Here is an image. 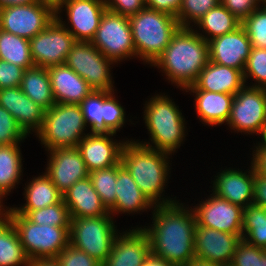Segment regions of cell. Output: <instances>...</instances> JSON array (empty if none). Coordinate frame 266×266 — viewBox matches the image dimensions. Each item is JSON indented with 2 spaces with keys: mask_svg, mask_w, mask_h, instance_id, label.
Instances as JSON below:
<instances>
[{
  "mask_svg": "<svg viewBox=\"0 0 266 266\" xmlns=\"http://www.w3.org/2000/svg\"><path fill=\"white\" fill-rule=\"evenodd\" d=\"M209 61L208 41L191 28L180 27L153 64L164 69L171 81L186 89L196 82Z\"/></svg>",
  "mask_w": 266,
  "mask_h": 266,
  "instance_id": "obj_2",
  "label": "cell"
},
{
  "mask_svg": "<svg viewBox=\"0 0 266 266\" xmlns=\"http://www.w3.org/2000/svg\"><path fill=\"white\" fill-rule=\"evenodd\" d=\"M158 204L154 226L143 229L149 237L151 254L174 266H186L195 258V215L171 199Z\"/></svg>",
  "mask_w": 266,
  "mask_h": 266,
  "instance_id": "obj_1",
  "label": "cell"
},
{
  "mask_svg": "<svg viewBox=\"0 0 266 266\" xmlns=\"http://www.w3.org/2000/svg\"><path fill=\"white\" fill-rule=\"evenodd\" d=\"M17 214L26 216L31 222L39 225H52L55 227H70L68 207L63 199L54 205L38 210H14Z\"/></svg>",
  "mask_w": 266,
  "mask_h": 266,
  "instance_id": "obj_35",
  "label": "cell"
},
{
  "mask_svg": "<svg viewBox=\"0 0 266 266\" xmlns=\"http://www.w3.org/2000/svg\"><path fill=\"white\" fill-rule=\"evenodd\" d=\"M112 94L107 91L91 92L81 103L82 112L86 124L89 122L92 132L105 133L103 119V102Z\"/></svg>",
  "mask_w": 266,
  "mask_h": 266,
  "instance_id": "obj_37",
  "label": "cell"
},
{
  "mask_svg": "<svg viewBox=\"0 0 266 266\" xmlns=\"http://www.w3.org/2000/svg\"><path fill=\"white\" fill-rule=\"evenodd\" d=\"M151 145L129 141L122 149L121 163L152 204L158 203L167 180V156ZM166 179V180H165ZM156 201V202H155Z\"/></svg>",
  "mask_w": 266,
  "mask_h": 266,
  "instance_id": "obj_3",
  "label": "cell"
},
{
  "mask_svg": "<svg viewBox=\"0 0 266 266\" xmlns=\"http://www.w3.org/2000/svg\"><path fill=\"white\" fill-rule=\"evenodd\" d=\"M255 152L251 166H253L256 174L266 177V142L264 140Z\"/></svg>",
  "mask_w": 266,
  "mask_h": 266,
  "instance_id": "obj_50",
  "label": "cell"
},
{
  "mask_svg": "<svg viewBox=\"0 0 266 266\" xmlns=\"http://www.w3.org/2000/svg\"><path fill=\"white\" fill-rule=\"evenodd\" d=\"M103 0L107 10L124 16H132L146 7L145 0Z\"/></svg>",
  "mask_w": 266,
  "mask_h": 266,
  "instance_id": "obj_46",
  "label": "cell"
},
{
  "mask_svg": "<svg viewBox=\"0 0 266 266\" xmlns=\"http://www.w3.org/2000/svg\"><path fill=\"white\" fill-rule=\"evenodd\" d=\"M248 74L259 84L261 83L254 87L266 88V49L251 47L250 55L243 72L244 81L249 76Z\"/></svg>",
  "mask_w": 266,
  "mask_h": 266,
  "instance_id": "obj_40",
  "label": "cell"
},
{
  "mask_svg": "<svg viewBox=\"0 0 266 266\" xmlns=\"http://www.w3.org/2000/svg\"><path fill=\"white\" fill-rule=\"evenodd\" d=\"M209 60L244 72L251 51V42L242 26L208 41Z\"/></svg>",
  "mask_w": 266,
  "mask_h": 266,
  "instance_id": "obj_17",
  "label": "cell"
},
{
  "mask_svg": "<svg viewBox=\"0 0 266 266\" xmlns=\"http://www.w3.org/2000/svg\"><path fill=\"white\" fill-rule=\"evenodd\" d=\"M241 240L242 234H231L196 225L195 258L220 265L230 264Z\"/></svg>",
  "mask_w": 266,
  "mask_h": 266,
  "instance_id": "obj_15",
  "label": "cell"
},
{
  "mask_svg": "<svg viewBox=\"0 0 266 266\" xmlns=\"http://www.w3.org/2000/svg\"><path fill=\"white\" fill-rule=\"evenodd\" d=\"M244 83L241 70L209 61L199 73L196 82L186 89L235 95L245 86Z\"/></svg>",
  "mask_w": 266,
  "mask_h": 266,
  "instance_id": "obj_24",
  "label": "cell"
},
{
  "mask_svg": "<svg viewBox=\"0 0 266 266\" xmlns=\"http://www.w3.org/2000/svg\"><path fill=\"white\" fill-rule=\"evenodd\" d=\"M262 139L266 142V133H265V136Z\"/></svg>",
  "mask_w": 266,
  "mask_h": 266,
  "instance_id": "obj_58",
  "label": "cell"
},
{
  "mask_svg": "<svg viewBox=\"0 0 266 266\" xmlns=\"http://www.w3.org/2000/svg\"><path fill=\"white\" fill-rule=\"evenodd\" d=\"M56 18V9L37 0L31 4L0 8V29L27 40L43 31Z\"/></svg>",
  "mask_w": 266,
  "mask_h": 266,
  "instance_id": "obj_9",
  "label": "cell"
},
{
  "mask_svg": "<svg viewBox=\"0 0 266 266\" xmlns=\"http://www.w3.org/2000/svg\"><path fill=\"white\" fill-rule=\"evenodd\" d=\"M259 9L243 19L241 26L248 35L252 47L266 49V6Z\"/></svg>",
  "mask_w": 266,
  "mask_h": 266,
  "instance_id": "obj_38",
  "label": "cell"
},
{
  "mask_svg": "<svg viewBox=\"0 0 266 266\" xmlns=\"http://www.w3.org/2000/svg\"><path fill=\"white\" fill-rule=\"evenodd\" d=\"M243 207L218 196L211 197L193 211L196 224L202 227L242 234Z\"/></svg>",
  "mask_w": 266,
  "mask_h": 266,
  "instance_id": "obj_14",
  "label": "cell"
},
{
  "mask_svg": "<svg viewBox=\"0 0 266 266\" xmlns=\"http://www.w3.org/2000/svg\"><path fill=\"white\" fill-rule=\"evenodd\" d=\"M107 58L91 42L76 41L66 57L65 65L74 70L95 91L112 92L110 64Z\"/></svg>",
  "mask_w": 266,
  "mask_h": 266,
  "instance_id": "obj_11",
  "label": "cell"
},
{
  "mask_svg": "<svg viewBox=\"0 0 266 266\" xmlns=\"http://www.w3.org/2000/svg\"><path fill=\"white\" fill-rule=\"evenodd\" d=\"M55 103L80 104L93 89L65 64L47 67Z\"/></svg>",
  "mask_w": 266,
  "mask_h": 266,
  "instance_id": "obj_22",
  "label": "cell"
},
{
  "mask_svg": "<svg viewBox=\"0 0 266 266\" xmlns=\"http://www.w3.org/2000/svg\"><path fill=\"white\" fill-rule=\"evenodd\" d=\"M111 94L103 102V119L105 122V133H116L122 127L124 121V110Z\"/></svg>",
  "mask_w": 266,
  "mask_h": 266,
  "instance_id": "obj_42",
  "label": "cell"
},
{
  "mask_svg": "<svg viewBox=\"0 0 266 266\" xmlns=\"http://www.w3.org/2000/svg\"><path fill=\"white\" fill-rule=\"evenodd\" d=\"M0 60L18 65L25 70L34 66L29 40L0 29Z\"/></svg>",
  "mask_w": 266,
  "mask_h": 266,
  "instance_id": "obj_32",
  "label": "cell"
},
{
  "mask_svg": "<svg viewBox=\"0 0 266 266\" xmlns=\"http://www.w3.org/2000/svg\"><path fill=\"white\" fill-rule=\"evenodd\" d=\"M196 93V109L202 122L217 125L228 122L234 95L229 93L191 90Z\"/></svg>",
  "mask_w": 266,
  "mask_h": 266,
  "instance_id": "obj_27",
  "label": "cell"
},
{
  "mask_svg": "<svg viewBox=\"0 0 266 266\" xmlns=\"http://www.w3.org/2000/svg\"><path fill=\"white\" fill-rule=\"evenodd\" d=\"M136 55L154 63L179 30L178 20L167 13L144 7L129 16Z\"/></svg>",
  "mask_w": 266,
  "mask_h": 266,
  "instance_id": "obj_4",
  "label": "cell"
},
{
  "mask_svg": "<svg viewBox=\"0 0 266 266\" xmlns=\"http://www.w3.org/2000/svg\"><path fill=\"white\" fill-rule=\"evenodd\" d=\"M141 266H174V265L150 253Z\"/></svg>",
  "mask_w": 266,
  "mask_h": 266,
  "instance_id": "obj_51",
  "label": "cell"
},
{
  "mask_svg": "<svg viewBox=\"0 0 266 266\" xmlns=\"http://www.w3.org/2000/svg\"><path fill=\"white\" fill-rule=\"evenodd\" d=\"M29 266H60L56 258H39L30 261Z\"/></svg>",
  "mask_w": 266,
  "mask_h": 266,
  "instance_id": "obj_52",
  "label": "cell"
},
{
  "mask_svg": "<svg viewBox=\"0 0 266 266\" xmlns=\"http://www.w3.org/2000/svg\"><path fill=\"white\" fill-rule=\"evenodd\" d=\"M65 5L73 30H67L76 41L91 42L107 10L103 0H65L56 8V15Z\"/></svg>",
  "mask_w": 266,
  "mask_h": 266,
  "instance_id": "obj_18",
  "label": "cell"
},
{
  "mask_svg": "<svg viewBox=\"0 0 266 266\" xmlns=\"http://www.w3.org/2000/svg\"><path fill=\"white\" fill-rule=\"evenodd\" d=\"M95 191L109 210L116 202L117 165L89 172Z\"/></svg>",
  "mask_w": 266,
  "mask_h": 266,
  "instance_id": "obj_36",
  "label": "cell"
},
{
  "mask_svg": "<svg viewBox=\"0 0 266 266\" xmlns=\"http://www.w3.org/2000/svg\"><path fill=\"white\" fill-rule=\"evenodd\" d=\"M250 175L237 170H226L214 181V194L232 204L246 208L254 199V168ZM252 201H251V200ZM249 201V203H248ZM243 205V206H242Z\"/></svg>",
  "mask_w": 266,
  "mask_h": 266,
  "instance_id": "obj_25",
  "label": "cell"
},
{
  "mask_svg": "<svg viewBox=\"0 0 266 266\" xmlns=\"http://www.w3.org/2000/svg\"><path fill=\"white\" fill-rule=\"evenodd\" d=\"M260 266H266V249H260Z\"/></svg>",
  "mask_w": 266,
  "mask_h": 266,
  "instance_id": "obj_56",
  "label": "cell"
},
{
  "mask_svg": "<svg viewBox=\"0 0 266 266\" xmlns=\"http://www.w3.org/2000/svg\"><path fill=\"white\" fill-rule=\"evenodd\" d=\"M115 232L110 216L71 218L69 244L103 264L111 253Z\"/></svg>",
  "mask_w": 266,
  "mask_h": 266,
  "instance_id": "obj_8",
  "label": "cell"
},
{
  "mask_svg": "<svg viewBox=\"0 0 266 266\" xmlns=\"http://www.w3.org/2000/svg\"><path fill=\"white\" fill-rule=\"evenodd\" d=\"M151 253L150 242L143 228L116 235L112 250L102 266H141Z\"/></svg>",
  "mask_w": 266,
  "mask_h": 266,
  "instance_id": "obj_20",
  "label": "cell"
},
{
  "mask_svg": "<svg viewBox=\"0 0 266 266\" xmlns=\"http://www.w3.org/2000/svg\"><path fill=\"white\" fill-rule=\"evenodd\" d=\"M21 155L17 144L0 145V197L10 192L20 178Z\"/></svg>",
  "mask_w": 266,
  "mask_h": 266,
  "instance_id": "obj_33",
  "label": "cell"
},
{
  "mask_svg": "<svg viewBox=\"0 0 266 266\" xmlns=\"http://www.w3.org/2000/svg\"><path fill=\"white\" fill-rule=\"evenodd\" d=\"M0 204H1V197H0ZM1 207H2V205H0V217H4V216H6V212L5 213H3V212H1Z\"/></svg>",
  "mask_w": 266,
  "mask_h": 266,
  "instance_id": "obj_57",
  "label": "cell"
},
{
  "mask_svg": "<svg viewBox=\"0 0 266 266\" xmlns=\"http://www.w3.org/2000/svg\"><path fill=\"white\" fill-rule=\"evenodd\" d=\"M50 152L46 174L62 195L77 181L89 176V171L77 147L56 148Z\"/></svg>",
  "mask_w": 266,
  "mask_h": 266,
  "instance_id": "obj_16",
  "label": "cell"
},
{
  "mask_svg": "<svg viewBox=\"0 0 266 266\" xmlns=\"http://www.w3.org/2000/svg\"><path fill=\"white\" fill-rule=\"evenodd\" d=\"M186 266H222V265L218 263H213L211 261H205L198 258H194Z\"/></svg>",
  "mask_w": 266,
  "mask_h": 266,
  "instance_id": "obj_54",
  "label": "cell"
},
{
  "mask_svg": "<svg viewBox=\"0 0 266 266\" xmlns=\"http://www.w3.org/2000/svg\"><path fill=\"white\" fill-rule=\"evenodd\" d=\"M30 265L18 232L7 216L0 217V266Z\"/></svg>",
  "mask_w": 266,
  "mask_h": 266,
  "instance_id": "obj_29",
  "label": "cell"
},
{
  "mask_svg": "<svg viewBox=\"0 0 266 266\" xmlns=\"http://www.w3.org/2000/svg\"><path fill=\"white\" fill-rule=\"evenodd\" d=\"M60 266H102L93 257L72 245H68L57 256Z\"/></svg>",
  "mask_w": 266,
  "mask_h": 266,
  "instance_id": "obj_43",
  "label": "cell"
},
{
  "mask_svg": "<svg viewBox=\"0 0 266 266\" xmlns=\"http://www.w3.org/2000/svg\"><path fill=\"white\" fill-rule=\"evenodd\" d=\"M218 4H220V0H182L176 19L178 20L180 27H189V19L196 23L209 10Z\"/></svg>",
  "mask_w": 266,
  "mask_h": 266,
  "instance_id": "obj_39",
  "label": "cell"
},
{
  "mask_svg": "<svg viewBox=\"0 0 266 266\" xmlns=\"http://www.w3.org/2000/svg\"><path fill=\"white\" fill-rule=\"evenodd\" d=\"M181 3L182 0H145L147 8L167 13L175 18L179 12Z\"/></svg>",
  "mask_w": 266,
  "mask_h": 266,
  "instance_id": "obj_48",
  "label": "cell"
},
{
  "mask_svg": "<svg viewBox=\"0 0 266 266\" xmlns=\"http://www.w3.org/2000/svg\"><path fill=\"white\" fill-rule=\"evenodd\" d=\"M86 122L80 104L55 103L45 111L39 138L48 151L77 147ZM81 138V139H80Z\"/></svg>",
  "mask_w": 266,
  "mask_h": 266,
  "instance_id": "obj_6",
  "label": "cell"
},
{
  "mask_svg": "<svg viewBox=\"0 0 266 266\" xmlns=\"http://www.w3.org/2000/svg\"><path fill=\"white\" fill-rule=\"evenodd\" d=\"M196 24L199 27L201 26L209 35H212L209 39L200 34L203 39L209 41L226 33L233 32L241 26V21L220 3L209 10Z\"/></svg>",
  "mask_w": 266,
  "mask_h": 266,
  "instance_id": "obj_31",
  "label": "cell"
},
{
  "mask_svg": "<svg viewBox=\"0 0 266 266\" xmlns=\"http://www.w3.org/2000/svg\"><path fill=\"white\" fill-rule=\"evenodd\" d=\"M26 204L13 210H38L59 203L63 195L47 174L34 178L25 189Z\"/></svg>",
  "mask_w": 266,
  "mask_h": 266,
  "instance_id": "obj_30",
  "label": "cell"
},
{
  "mask_svg": "<svg viewBox=\"0 0 266 266\" xmlns=\"http://www.w3.org/2000/svg\"><path fill=\"white\" fill-rule=\"evenodd\" d=\"M63 201L68 207L70 218L109 216L111 214L95 191L89 176L71 186L63 194Z\"/></svg>",
  "mask_w": 266,
  "mask_h": 266,
  "instance_id": "obj_23",
  "label": "cell"
},
{
  "mask_svg": "<svg viewBox=\"0 0 266 266\" xmlns=\"http://www.w3.org/2000/svg\"><path fill=\"white\" fill-rule=\"evenodd\" d=\"M259 1L263 2V0H220V3L242 21L257 9Z\"/></svg>",
  "mask_w": 266,
  "mask_h": 266,
  "instance_id": "obj_47",
  "label": "cell"
},
{
  "mask_svg": "<svg viewBox=\"0 0 266 266\" xmlns=\"http://www.w3.org/2000/svg\"><path fill=\"white\" fill-rule=\"evenodd\" d=\"M0 106L4 107L27 134L42 126L45 110L31 100L20 87L0 89ZM31 128V129H30Z\"/></svg>",
  "mask_w": 266,
  "mask_h": 266,
  "instance_id": "obj_21",
  "label": "cell"
},
{
  "mask_svg": "<svg viewBox=\"0 0 266 266\" xmlns=\"http://www.w3.org/2000/svg\"><path fill=\"white\" fill-rule=\"evenodd\" d=\"M58 15L40 33L29 40L31 58L35 66L50 67L62 65L76 43Z\"/></svg>",
  "mask_w": 266,
  "mask_h": 266,
  "instance_id": "obj_12",
  "label": "cell"
},
{
  "mask_svg": "<svg viewBox=\"0 0 266 266\" xmlns=\"http://www.w3.org/2000/svg\"><path fill=\"white\" fill-rule=\"evenodd\" d=\"M91 43L114 62L136 55L128 16L106 10Z\"/></svg>",
  "mask_w": 266,
  "mask_h": 266,
  "instance_id": "obj_10",
  "label": "cell"
},
{
  "mask_svg": "<svg viewBox=\"0 0 266 266\" xmlns=\"http://www.w3.org/2000/svg\"><path fill=\"white\" fill-rule=\"evenodd\" d=\"M166 96H155L145 110V123L156 150L172 153L184 137V120L181 112Z\"/></svg>",
  "mask_w": 266,
  "mask_h": 266,
  "instance_id": "obj_7",
  "label": "cell"
},
{
  "mask_svg": "<svg viewBox=\"0 0 266 266\" xmlns=\"http://www.w3.org/2000/svg\"><path fill=\"white\" fill-rule=\"evenodd\" d=\"M260 249L242 239L237 244L230 264L232 266H260Z\"/></svg>",
  "mask_w": 266,
  "mask_h": 266,
  "instance_id": "obj_44",
  "label": "cell"
},
{
  "mask_svg": "<svg viewBox=\"0 0 266 266\" xmlns=\"http://www.w3.org/2000/svg\"><path fill=\"white\" fill-rule=\"evenodd\" d=\"M228 124L240 132L266 133V92L245 86L234 95Z\"/></svg>",
  "mask_w": 266,
  "mask_h": 266,
  "instance_id": "obj_13",
  "label": "cell"
},
{
  "mask_svg": "<svg viewBox=\"0 0 266 266\" xmlns=\"http://www.w3.org/2000/svg\"><path fill=\"white\" fill-rule=\"evenodd\" d=\"M21 90L45 111L54 104L50 76L46 67L32 66L24 71Z\"/></svg>",
  "mask_w": 266,
  "mask_h": 266,
  "instance_id": "obj_28",
  "label": "cell"
},
{
  "mask_svg": "<svg viewBox=\"0 0 266 266\" xmlns=\"http://www.w3.org/2000/svg\"><path fill=\"white\" fill-rule=\"evenodd\" d=\"M36 1L37 0H0V8L6 7V6L31 4Z\"/></svg>",
  "mask_w": 266,
  "mask_h": 266,
  "instance_id": "obj_53",
  "label": "cell"
},
{
  "mask_svg": "<svg viewBox=\"0 0 266 266\" xmlns=\"http://www.w3.org/2000/svg\"><path fill=\"white\" fill-rule=\"evenodd\" d=\"M6 216L18 232L20 242L30 261L39 258H56L69 245L70 227L39 225L12 208Z\"/></svg>",
  "mask_w": 266,
  "mask_h": 266,
  "instance_id": "obj_5",
  "label": "cell"
},
{
  "mask_svg": "<svg viewBox=\"0 0 266 266\" xmlns=\"http://www.w3.org/2000/svg\"><path fill=\"white\" fill-rule=\"evenodd\" d=\"M107 135V136H106ZM114 133L92 132L80 140L77 149L89 172L113 167L121 162L124 143L113 142Z\"/></svg>",
  "mask_w": 266,
  "mask_h": 266,
  "instance_id": "obj_19",
  "label": "cell"
},
{
  "mask_svg": "<svg viewBox=\"0 0 266 266\" xmlns=\"http://www.w3.org/2000/svg\"><path fill=\"white\" fill-rule=\"evenodd\" d=\"M41 1L52 5L56 9L65 0H41Z\"/></svg>",
  "mask_w": 266,
  "mask_h": 266,
  "instance_id": "obj_55",
  "label": "cell"
},
{
  "mask_svg": "<svg viewBox=\"0 0 266 266\" xmlns=\"http://www.w3.org/2000/svg\"><path fill=\"white\" fill-rule=\"evenodd\" d=\"M253 204L266 208V177L256 174L255 170Z\"/></svg>",
  "mask_w": 266,
  "mask_h": 266,
  "instance_id": "obj_49",
  "label": "cell"
},
{
  "mask_svg": "<svg viewBox=\"0 0 266 266\" xmlns=\"http://www.w3.org/2000/svg\"><path fill=\"white\" fill-rule=\"evenodd\" d=\"M242 239L250 245L266 249V208L256 204L244 208Z\"/></svg>",
  "mask_w": 266,
  "mask_h": 266,
  "instance_id": "obj_34",
  "label": "cell"
},
{
  "mask_svg": "<svg viewBox=\"0 0 266 266\" xmlns=\"http://www.w3.org/2000/svg\"><path fill=\"white\" fill-rule=\"evenodd\" d=\"M25 69L0 60V89L20 87Z\"/></svg>",
  "mask_w": 266,
  "mask_h": 266,
  "instance_id": "obj_45",
  "label": "cell"
},
{
  "mask_svg": "<svg viewBox=\"0 0 266 266\" xmlns=\"http://www.w3.org/2000/svg\"><path fill=\"white\" fill-rule=\"evenodd\" d=\"M26 135L13 116L0 106V145L18 144Z\"/></svg>",
  "mask_w": 266,
  "mask_h": 266,
  "instance_id": "obj_41",
  "label": "cell"
},
{
  "mask_svg": "<svg viewBox=\"0 0 266 266\" xmlns=\"http://www.w3.org/2000/svg\"><path fill=\"white\" fill-rule=\"evenodd\" d=\"M153 204L142 193L131 174L120 162L117 164L116 202L109 209L110 212H132L143 210Z\"/></svg>",
  "mask_w": 266,
  "mask_h": 266,
  "instance_id": "obj_26",
  "label": "cell"
}]
</instances>
